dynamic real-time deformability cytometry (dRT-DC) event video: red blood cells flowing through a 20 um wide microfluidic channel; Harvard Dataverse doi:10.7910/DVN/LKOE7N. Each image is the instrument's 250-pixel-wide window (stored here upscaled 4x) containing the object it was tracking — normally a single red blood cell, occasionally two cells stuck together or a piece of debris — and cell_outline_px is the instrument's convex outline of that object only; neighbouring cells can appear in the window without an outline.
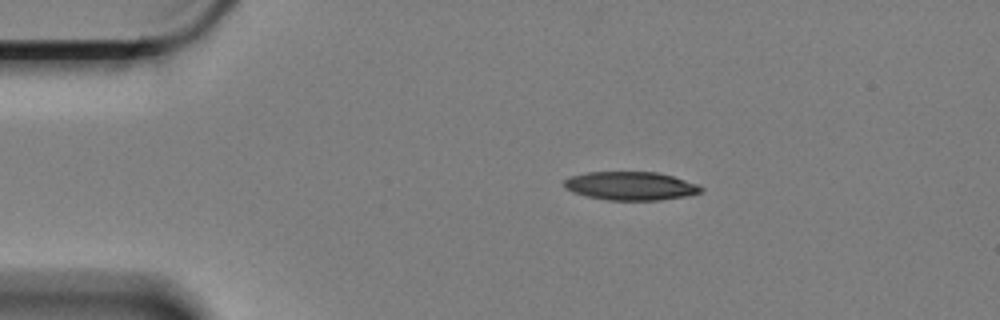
{"species": "Egyptian fruit bat (a non-hibernating species)", "species_latin": "Rousettus aegyptiacus", "temperature_condition": "cold", "stored_images_in_passage": 6, "camera_frame_rate_fps": 3000, "um_per_image_px": 0.085, "animal": {"sex": "female"}, "frame": {"image": 1, "passage_image": 3, "time_ms": 0.667, "image_size_px": [1000, 320], "cell_outline_px": [[704, 188], [700, 192], [684, 196], [660, 200], [608, 200], [588, 196], [572, 192], [564, 188], [564, 180], [572, 176], [588, 172], [656, 172], [672, 176], [696, 184]], "centroid_in_image_um": [53.57, 15.8], "position_along_channel_um": 31.4, "area_um2": 22.43}}
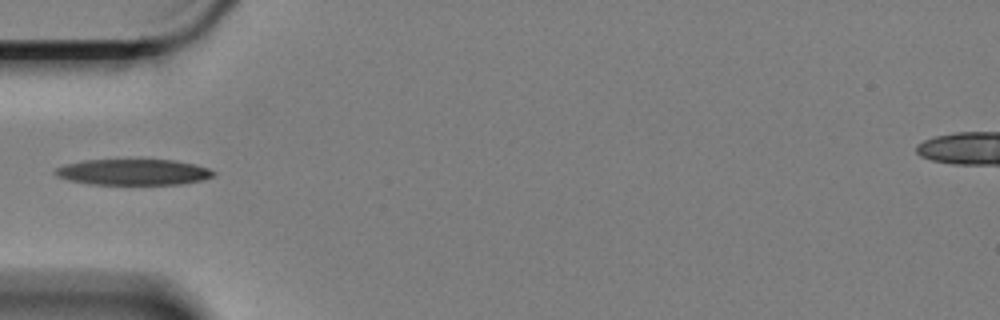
{"frame": {"image": 2, "passage_image": 5, "time_ms": 1.333, "image_size_px": [1000, 320], "cell_outline_px": [[216, 172], [212, 176], [200, 180], [180, 184], [88, 184], [68, 180], [56, 176], [56, 168], [68, 164], [84, 160], [176, 160], [208, 168]], "centroid_in_image_um": [11.32, 14.63], "position_along_channel_um": 73.7, "area_um2": 23.58}}
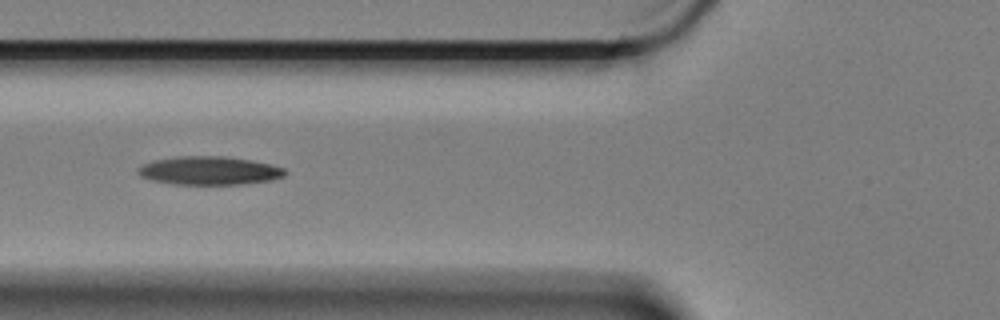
{"frame": {"image": 3, "passage_image": 6, "time_ms": 1.667, "image_size_px": [1000, 320], "cell_outline_px": [[288, 172], [284, 176], [272, 180], [240, 184], [172, 184], [152, 180], [140, 176], [136, 172], [136, 168], [144, 164], [156, 160], [180, 156], [224, 156], [252, 160], [284, 168]], "centroid_in_image_um": [17.78, 14.5], "position_along_channel_um": 108.0, "area_um2": 24.28}}